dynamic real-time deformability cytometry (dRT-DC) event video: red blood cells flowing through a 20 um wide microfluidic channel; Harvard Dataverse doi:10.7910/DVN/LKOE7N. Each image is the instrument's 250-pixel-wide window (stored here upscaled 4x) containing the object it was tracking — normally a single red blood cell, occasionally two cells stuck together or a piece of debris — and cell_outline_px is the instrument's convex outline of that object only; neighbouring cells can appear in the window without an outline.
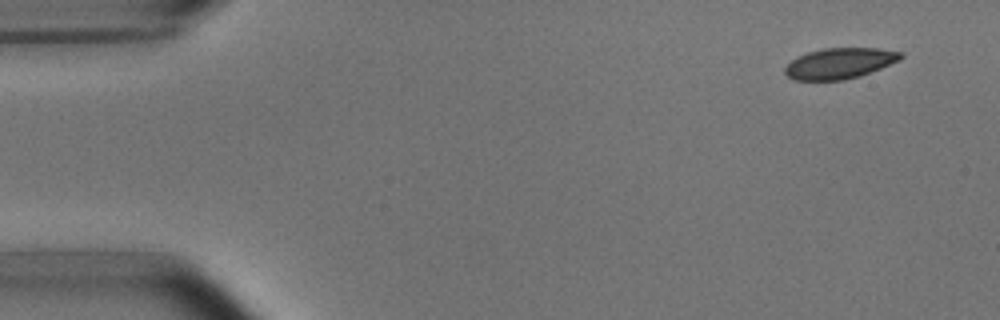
{"species": "common noctule bat (a hibernating species)", "species_latin": "Nyctalus noctula", "temperature_condition": "room temperature", "stored_images_in_passage": 5, "camera_frame_rate_fps": 3000, "um_per_image_px": 0.085, "animal": {"sex": "male", "body_mass_g": 15.6}, "frame": {"image": 1, "passage_image": 1, "time_ms": 0.0, "image_size_px": [1000, 320], "cell_outline_px": [[904, 56], [900, 60], [860, 76], [844, 80], [796, 80], [788, 76], [784, 72], [784, 68], [796, 56], [820, 48], [876, 48], [904, 52]], "centroid_in_image_um": [71.37, 5.37], "position_along_channel_um": 13.6, "area_um2": 20.81}}
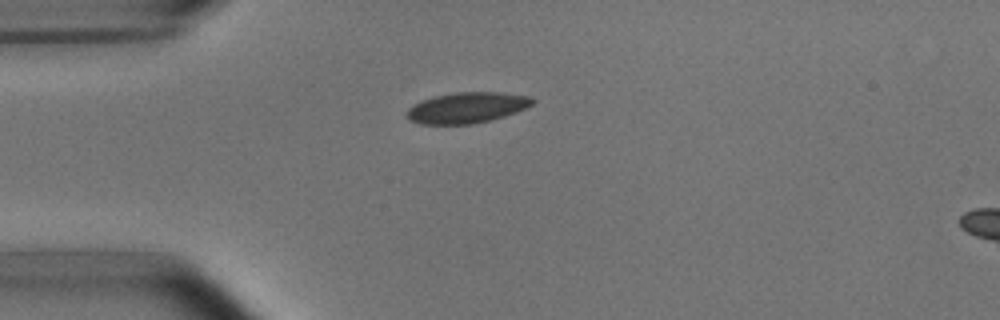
{"frame": {"image": 2, "passage_image": 4, "time_ms": 3.333, "image_size_px": [1000, 320], "cell_outline_px": [[536, 100], [532, 104], [516, 112], [504, 116], [472, 124], [420, 124], [408, 120], [404, 116], [408, 108], [412, 104], [420, 100], [432, 96], [456, 92], [500, 92], [528, 96]], "centroid_in_image_um": [39.6, 9.15], "position_along_channel_um": 45.4, "area_um2": 22.72}}